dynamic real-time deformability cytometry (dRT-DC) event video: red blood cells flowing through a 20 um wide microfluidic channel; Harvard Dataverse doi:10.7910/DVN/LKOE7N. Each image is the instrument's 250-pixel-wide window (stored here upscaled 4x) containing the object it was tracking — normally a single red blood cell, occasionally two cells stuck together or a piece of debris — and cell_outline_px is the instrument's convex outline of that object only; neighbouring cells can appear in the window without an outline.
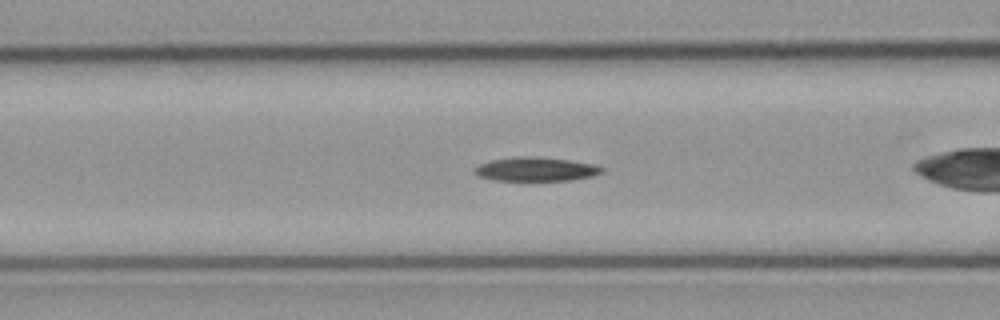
{"species": "common noctule bat (a hibernating species)", "species_latin": "Nyctalus noctula", "temperature_condition": "cold", "stored_images_in_passage": 41, "camera_frame_rate_fps": 3000, "um_per_image_px": 0.085, "animal": {"sex": "male", "body_mass_g": 23.1, "forearm_length_mm": 52.7}, "frame": {"image": 1, "passage_image": 7, "time_ms": 2.0, "image_size_px": [1000, 320], "cell_outline_px": [[604, 172], [592, 176], [572, 180], [496, 180], [480, 176], [472, 172], [472, 168], [480, 164], [492, 160], [516, 156], [524, 156], [568, 160], [596, 164], [604, 168]], "centroid_in_image_um": [45.56, 14.38], "position_along_channel_um": 121.0, "area_um2": 17.63}}
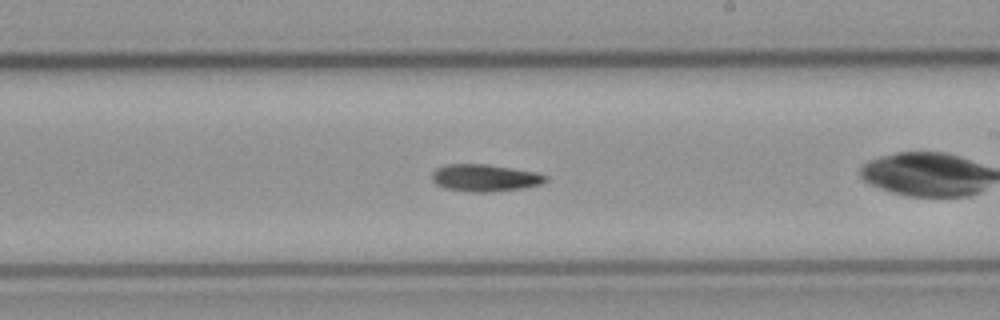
{"frame": {"image": 2, "passage_image": 17, "time_ms": 5.333, "image_size_px": [1000, 320], "cell_outline_px": [[548, 180], [540, 184], [524, 188], [492, 192], [468, 192], [444, 188], [436, 184], [432, 180], [432, 172], [436, 168], [448, 164], [484, 164], [536, 172], [548, 176]], "centroid_in_image_um": [41.2, 15.13], "position_along_channel_um": 247.8, "area_um2": 18.03}}
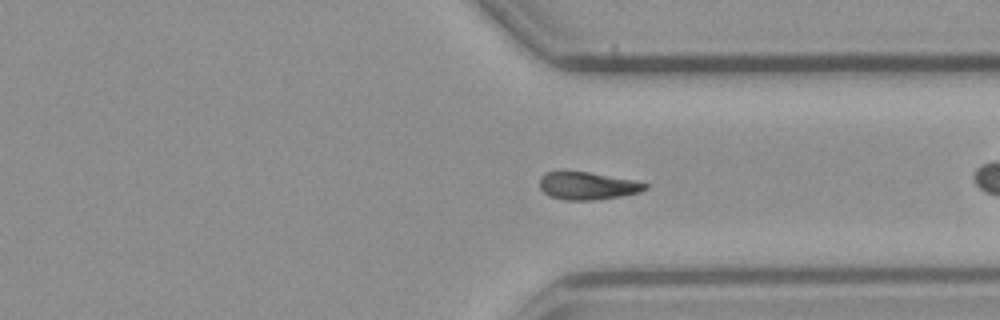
{"frame": {"image": 3, "passage_image": 26, "time_ms": 8.333, "image_size_px": [1000, 320], "cell_outline_px": [[648, 188], [640, 192], [620, 196], [592, 200], [564, 200], [548, 196], [540, 188], [540, 176], [548, 172], [588, 172], [632, 180], [648, 184]], "centroid_in_image_um": [49.92, 15.81], "position_along_channel_um": 361.5, "area_um2": 16.76}, "authors_computed_cell_mechanics": {"area_um2": 17.2822, "velocity_mm_per_s": 3.7934, "shape_relaxation_time_tau1_ms": 6.5851, "shape_relaxation_time_tau2_ms": null, "deformation_change_tau1": 0.1457, "deformation_change_tau2": null}}